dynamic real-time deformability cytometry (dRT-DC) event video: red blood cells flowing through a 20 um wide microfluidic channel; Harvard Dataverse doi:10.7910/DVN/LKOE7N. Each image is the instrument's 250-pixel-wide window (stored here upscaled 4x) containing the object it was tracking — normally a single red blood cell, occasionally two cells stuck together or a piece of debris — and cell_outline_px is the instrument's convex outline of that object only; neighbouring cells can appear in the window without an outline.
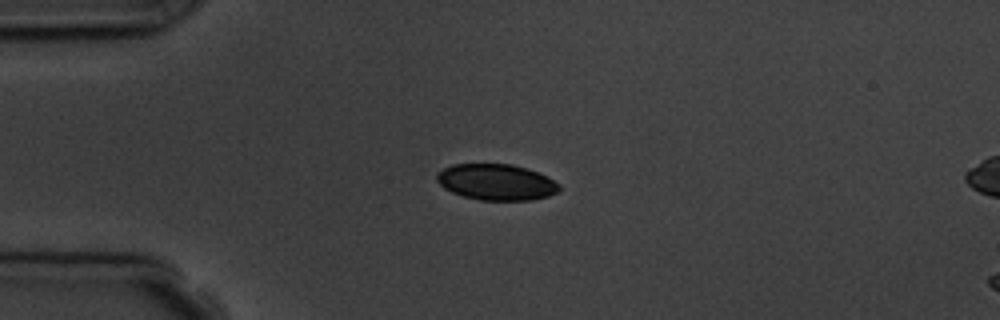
{"species": "common noctule bat (a hibernating species)", "species_latin": "Nyctalus noctula", "temperature_condition": "room temperature", "stored_images_in_passage": 3, "camera_frame_rate_fps": 3000, "um_per_image_px": 0.085, "animal": {"sex": "male", "body_mass_g": 19.5, "forearm_length_mm": 54.6}, "frame": {"image": 1, "passage_image": 2, "time_ms": 1.0, "image_size_px": [1000, 320], "cell_outline_px": [[560, 188], [556, 192], [548, 196], [532, 200], [480, 200], [464, 196], [452, 192], [444, 188], [436, 180], [436, 172], [452, 164], [512, 164], [536, 172], [560, 184]], "centroid_in_image_um": [42.14, 15.48], "position_along_channel_um": 42.9, "area_um2": 25.55}}